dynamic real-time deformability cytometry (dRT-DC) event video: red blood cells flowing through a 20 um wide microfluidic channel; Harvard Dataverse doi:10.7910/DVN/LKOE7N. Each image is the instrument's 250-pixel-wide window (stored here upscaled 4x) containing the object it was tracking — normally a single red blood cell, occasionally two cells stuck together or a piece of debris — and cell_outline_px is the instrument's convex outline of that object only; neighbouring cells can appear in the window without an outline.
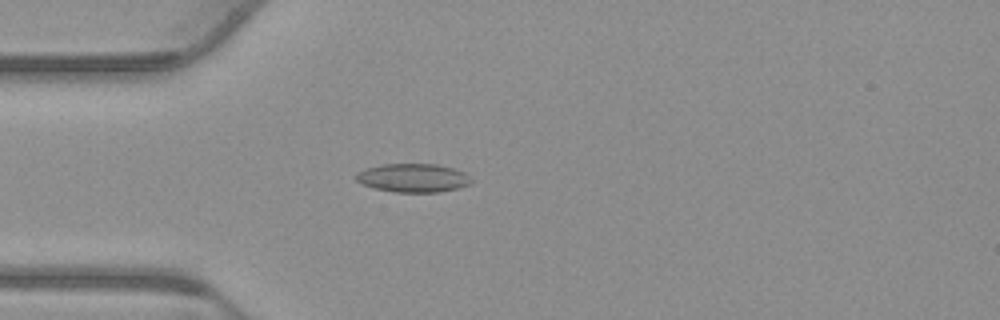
{"species": "common noctule bat (a hibernating species)", "species_latin": "Nyctalus noctula", "temperature_condition": "warm", "stored_images_in_passage": 54, "camera_frame_rate_fps": 3000, "um_per_image_px": 0.085, "animal": {"sex": "male", "body_mass_g": 23.1, "forearm_length_mm": 52.7}, "frame": {"image": 1, "passage_image": 15, "time_ms": 4.667, "image_size_px": [1000, 320], "cell_outline_px": [[472, 184], [440, 192], [396, 192], [376, 188], [364, 184], [356, 180], [356, 172], [368, 168], [384, 164], [436, 164], [452, 168], [464, 172], [472, 180]], "centroid_in_image_um": [35.14, 15.12], "position_along_channel_um": 49.9, "area_um2": 18.96}}
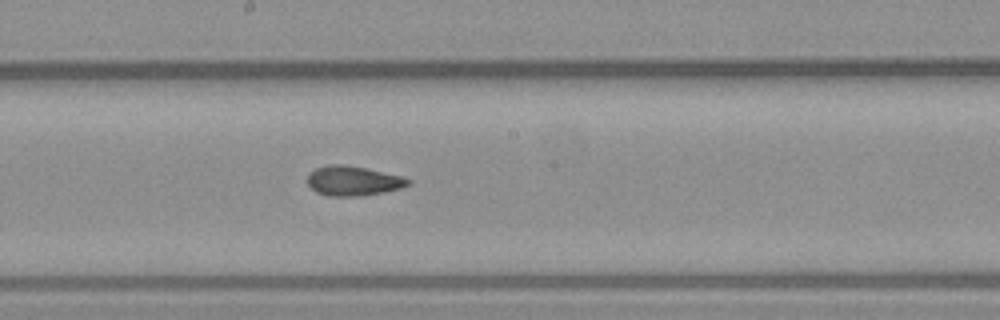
{"frame": {"image": 2, "passage_image": 29, "time_ms": 9.333, "image_size_px": [1000, 320], "cell_outline_px": [[412, 184], [400, 188], [384, 192], [364, 196], [328, 196], [316, 192], [308, 184], [308, 172], [316, 168], [328, 164], [344, 164], [404, 176], [412, 180]], "centroid_in_image_um": [30.04, 15.37], "position_along_channel_um": 218.2, "area_um2": 17.63}}
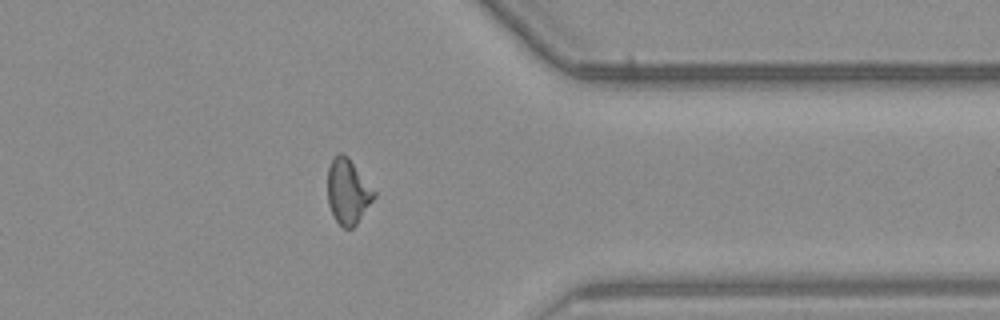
{"frame": {"image": 3, "passage_image": 43, "time_ms": 14.0, "image_size_px": [1000, 320], "cell_outline_px": [[376, 196], [356, 224], [352, 228], [344, 228], [336, 220], [328, 204], [328, 168], [332, 156], [340, 152], [348, 156], [376, 192]], "centroid_in_image_um": [29.57, 16.24], "position_along_channel_um": 381.8, "area_um2": 17.57}, "authors_computed_cell_mechanics": {"area_um2": 17.7446, "velocity_mm_per_s": 3.781, "shape_relaxation_time_tau1_ms": null, "shape_relaxation_time_tau2_ms": 2.2803, "deformation_change_tau1": null, "deformation_change_tau2": 0.0856}}